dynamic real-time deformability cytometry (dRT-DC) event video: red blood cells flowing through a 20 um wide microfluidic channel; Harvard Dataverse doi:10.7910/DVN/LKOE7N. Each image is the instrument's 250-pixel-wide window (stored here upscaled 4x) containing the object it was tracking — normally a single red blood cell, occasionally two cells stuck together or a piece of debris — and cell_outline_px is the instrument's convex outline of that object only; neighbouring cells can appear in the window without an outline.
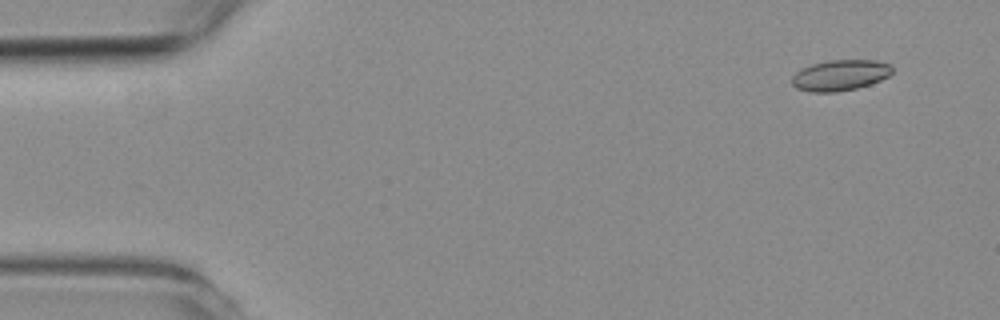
{"species": "common noctule bat (a hibernating species)", "species_latin": "Nyctalus noctula", "temperature_condition": "room temperature", "stored_images_in_passage": 49, "camera_frame_rate_fps": 3000, "um_per_image_px": 0.085, "animal": {"sex": "female", "body_mass_g": 19.3, "forearm_length_mm": 54.1}, "frame": {"image": 1, "passage_image": 1, "time_ms": 0.0, "image_size_px": [1000, 320], "cell_outline_px": [[892, 72], [888, 76], [880, 80], [856, 88], [836, 92], [808, 92], [796, 88], [792, 84], [792, 76], [796, 72], [812, 64], [832, 60], [876, 60], [892, 64]], "centroid_in_image_um": [71.42, 6.39], "position_along_channel_um": 13.6, "area_um2": 17.92}}
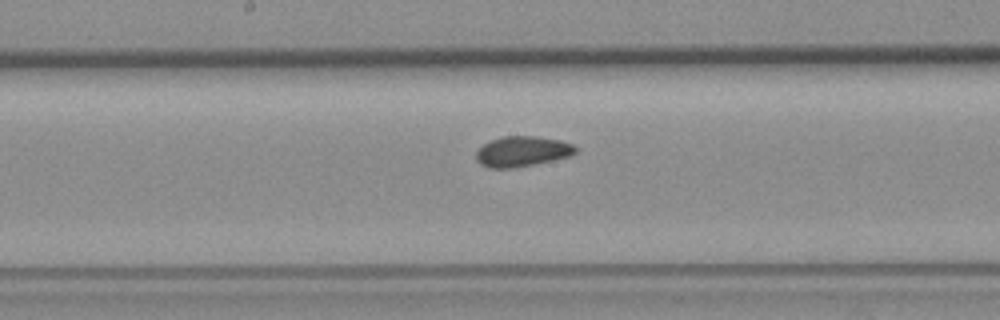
{"frame": {"image": 2, "passage_image": 25, "time_ms": 8.0, "image_size_px": [1000, 320], "cell_outline_px": [[576, 152], [568, 156], [532, 164], [512, 168], [488, 168], [480, 164], [476, 160], [476, 152], [484, 144], [500, 136], [536, 136], [560, 140], [572, 144], [576, 148]], "centroid_in_image_um": [44.34, 12.86], "position_along_channel_um": 203.9, "area_um2": 17.34}}
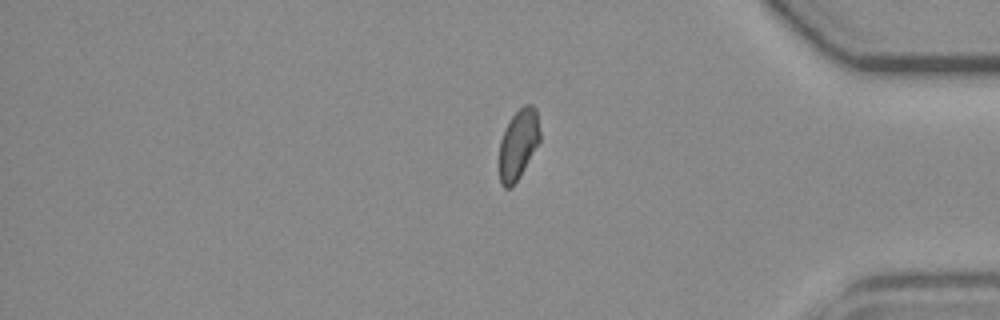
{"frame": {"image": 3, "passage_image": 42, "time_ms": 13.667, "image_size_px": [1000, 320], "cell_outline_px": [[540, 140], [520, 176], [512, 188], [504, 188], [500, 184], [500, 140], [508, 120], [524, 104], [532, 104], [536, 108], [540, 132]], "centroid_in_image_um": [44.05, 12.25], "position_along_channel_um": 391.1, "area_um2": 16.59}}